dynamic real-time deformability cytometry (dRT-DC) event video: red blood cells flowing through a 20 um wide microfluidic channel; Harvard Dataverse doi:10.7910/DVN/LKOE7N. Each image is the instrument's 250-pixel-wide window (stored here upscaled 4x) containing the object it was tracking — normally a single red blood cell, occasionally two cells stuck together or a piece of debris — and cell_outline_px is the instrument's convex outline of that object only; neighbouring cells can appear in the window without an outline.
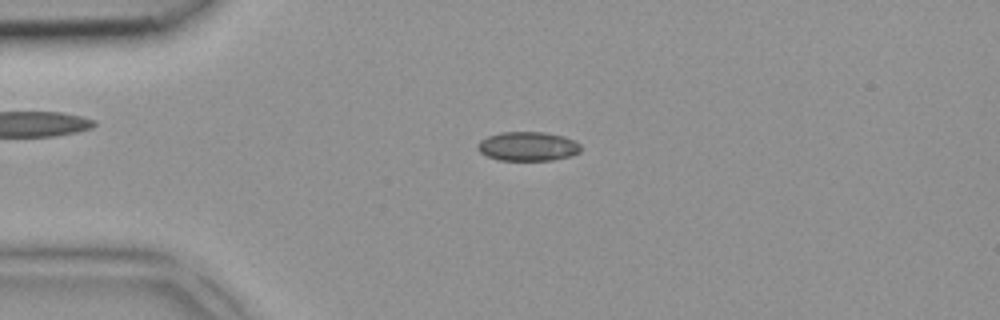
{"species": "common noctule bat (a hibernating species)", "species_latin": "Nyctalus noctula", "temperature_condition": "room temperature", "stored_images_in_passage": 5, "camera_frame_rate_fps": 3000, "um_per_image_px": 0.085, "animal": {"sex": "female", "body_mass_g": 18.4}, "frame": {"image": 1, "passage_image": 3, "time_ms": 0.667, "image_size_px": [1000, 320], "cell_outline_px": [[580, 152], [572, 156], [552, 160], [500, 160], [488, 156], [480, 152], [476, 148], [476, 144], [480, 140], [488, 136], [500, 132], [544, 132], [564, 136], [576, 140], [580, 144]], "centroid_in_image_um": [44.88, 12.43], "position_along_channel_um": 40.1, "area_um2": 17.69}}